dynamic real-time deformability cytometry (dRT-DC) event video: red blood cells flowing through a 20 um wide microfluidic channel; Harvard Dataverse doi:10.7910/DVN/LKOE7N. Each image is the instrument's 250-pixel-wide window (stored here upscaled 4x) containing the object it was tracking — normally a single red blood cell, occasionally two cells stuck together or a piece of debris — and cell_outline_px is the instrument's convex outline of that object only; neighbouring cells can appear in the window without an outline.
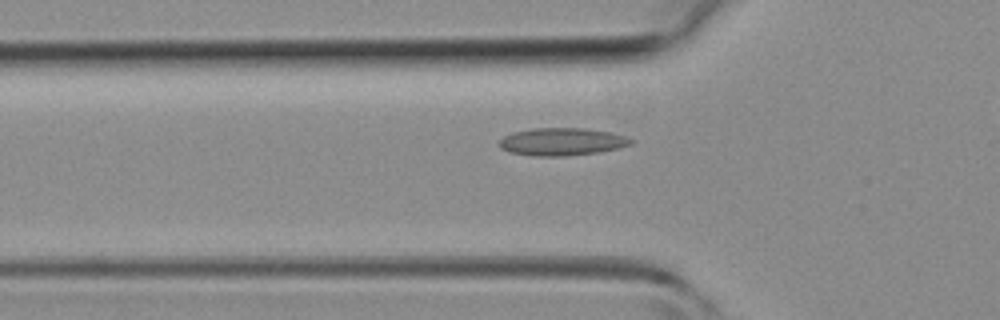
{"species": "common noctule bat (a hibernating species)", "species_latin": "Nyctalus noctula", "temperature_condition": "room temperature", "stored_images_in_passage": 35, "camera_frame_rate_fps": 3000, "um_per_image_px": 0.085, "animal": {"sex": "female", "body_mass_g": 19.3, "forearm_length_mm": 54.1}, "frame": {"image": 1, "passage_image": 13, "time_ms": 4.0, "image_size_px": [1000, 320], "cell_outline_px": [[636, 140], [632, 144], [620, 148], [600, 152], [568, 156], [536, 156], [508, 152], [500, 148], [500, 140], [504, 136], [512, 132], [532, 128], [584, 128], [612, 132]], "centroid_in_image_um": [47.8, 12.05], "position_along_channel_um": 78.0, "area_um2": 21.44}}
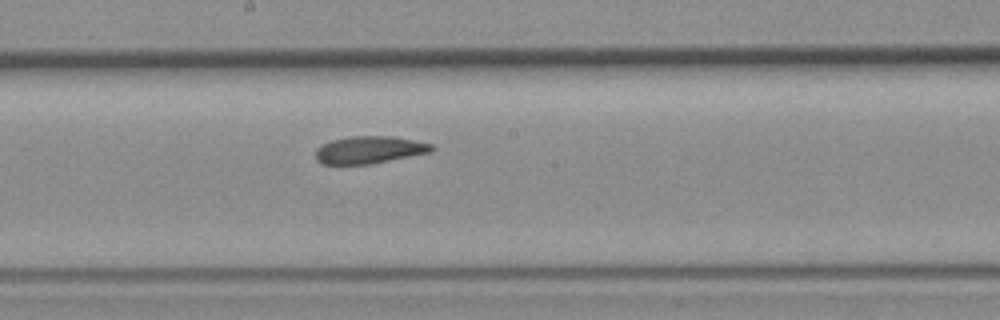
{"frame": {"image": 2, "passage_image": 22, "time_ms": 7.0, "image_size_px": [1000, 320], "cell_outline_px": [[436, 148], [432, 152], [368, 164], [320, 164], [316, 160], [316, 148], [332, 140], [348, 136], [392, 136], [432, 144]], "centroid_in_image_um": [31.39, 12.73], "position_along_channel_um": 216.8, "area_um2": 18.44}}
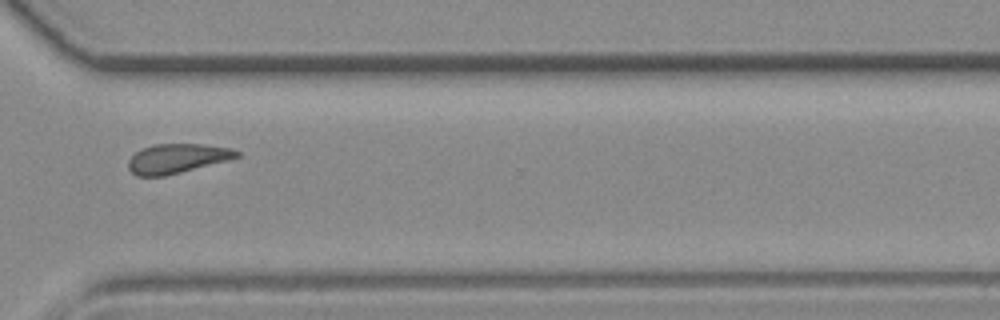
{"frame": {"image": 3, "passage_image": 31, "time_ms": 10.0, "image_size_px": [1000, 320], "cell_outline_px": [[240, 156], [228, 160], [164, 176], [136, 176], [128, 168], [128, 160], [136, 152], [144, 148], [156, 144], [200, 144], [232, 148], [240, 152]], "centroid_in_image_um": [15.05, 13.47], "position_along_channel_um": 355.5, "area_um2": 18.38}}